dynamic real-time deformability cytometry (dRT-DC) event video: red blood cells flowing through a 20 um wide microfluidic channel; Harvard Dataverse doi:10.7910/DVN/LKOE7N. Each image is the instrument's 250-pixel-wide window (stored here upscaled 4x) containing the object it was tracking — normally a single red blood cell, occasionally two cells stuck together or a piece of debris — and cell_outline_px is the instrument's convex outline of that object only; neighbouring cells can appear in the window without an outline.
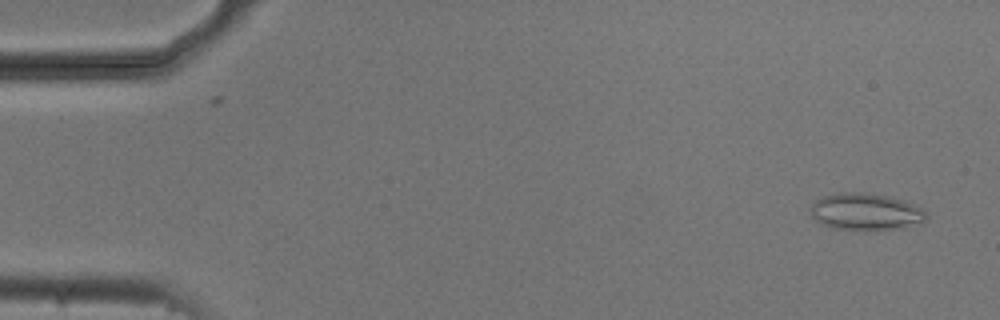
{"species": "common noctule bat (a hibernating species)", "species_latin": "Nyctalus noctula", "temperature_condition": "cold", "stored_images_in_passage": 52, "camera_frame_rate_fps": 3000, "um_per_image_px": 0.085, "animal": {"sex": "male", "body_mass_g": 20.5, "forearm_length_mm": 52.5}, "frame": {"image": 1, "passage_image": 2, "time_ms": 0.333, "image_size_px": [1000, 320], "cell_outline_px": [[928, 216], [924, 224], [904, 228], [876, 232], [864, 232], [832, 228], [816, 220], [812, 216], [812, 204], [816, 200], [824, 196], [840, 192], [864, 192], [892, 196], [904, 200], [924, 208]], "centroid_in_image_um": [73.7, 18.04], "position_along_channel_um": 11.3, "area_um2": 26.01}}
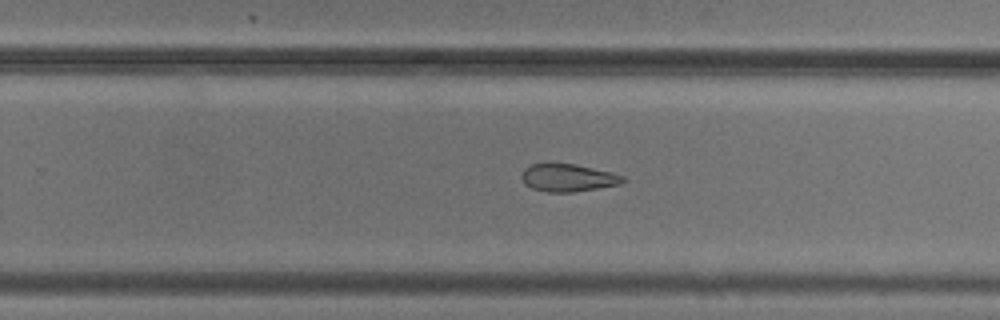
{"frame": {"image": 2, "passage_image": 33, "time_ms": 10.667, "image_size_px": [1000, 320], "cell_outline_px": [[628, 180], [620, 184], [572, 192], [548, 192], [532, 188], [524, 184], [524, 168], [532, 164], [576, 164], [624, 176]], "centroid_in_image_um": [48.31, 15.12], "position_along_channel_um": 281.5, "area_um2": 15.9}}
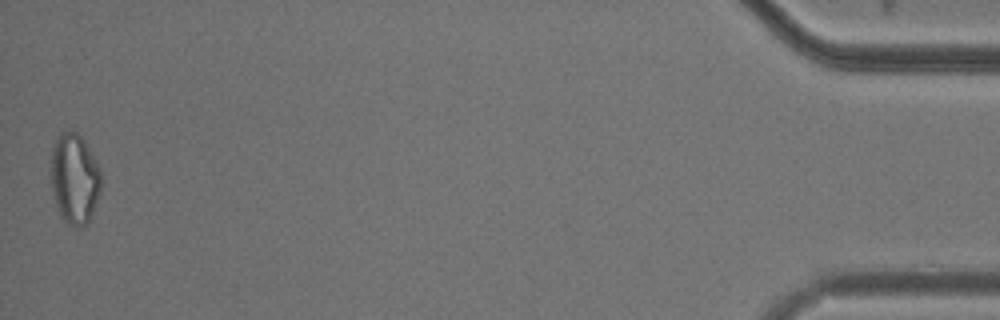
{"frame": {"image": 3, "passage_image": 52, "time_ms": 17.0, "image_size_px": [1000, 320], "cell_outline_px": [[104, 180], [100, 192], [88, 224], [80, 228], [76, 228], [68, 224], [60, 216], [56, 204], [52, 188], [52, 148], [60, 132], [68, 128], [72, 128], [84, 140], [96, 160], [100, 168]], "centroid_in_image_um": [6.37, 15.18], "position_along_channel_um": 428.8, "area_um2": 26.88}, "authors_computed_cell_mechanics": {"area_um2": 20.4034, "velocity_mm_per_s": 3.7816, "shape_relaxation_time_tau1_ms": null, "shape_relaxation_time_tau2_ms": 5.0986, "deformation_change_tau1": null, "deformation_change_tau2": 0.1338}}